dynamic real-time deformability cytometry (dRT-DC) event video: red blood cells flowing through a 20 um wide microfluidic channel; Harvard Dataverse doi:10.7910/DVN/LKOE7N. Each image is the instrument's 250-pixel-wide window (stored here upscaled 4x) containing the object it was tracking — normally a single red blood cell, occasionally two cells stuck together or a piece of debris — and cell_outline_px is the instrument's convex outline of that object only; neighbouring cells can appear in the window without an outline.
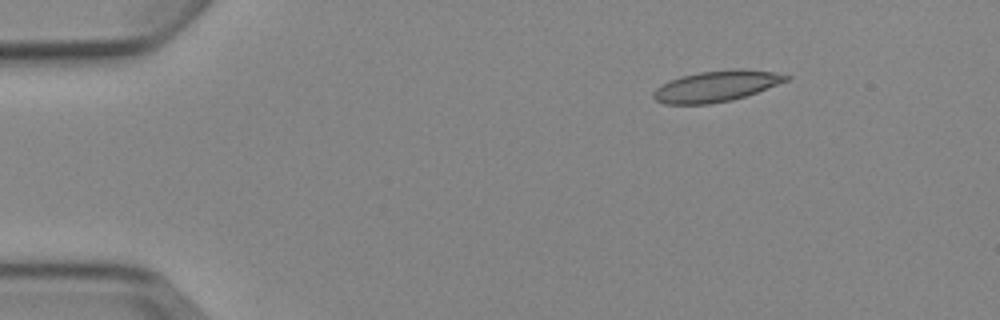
{"species": "Egyptian fruit bat (a non-hibernating species)", "species_latin": "Rousettus aegyptiacus", "temperature_condition": "cold", "stored_images_in_passage": 3, "camera_frame_rate_fps": 3000, "um_per_image_px": 0.085, "animal": {"sex": "female"}, "frame": {"image": 1, "passage_image": 1, "time_ms": 0.0, "image_size_px": [1000, 320], "cell_outline_px": [[792, 76], [788, 80], [756, 92], [732, 100], [708, 104], [664, 104], [656, 100], [652, 96], [652, 92], [660, 84], [668, 80], [680, 76], [700, 72], [732, 68], [744, 68], [776, 72]], "centroid_in_image_um": [60.86, 7.31], "position_along_channel_um": 24.1, "area_um2": 24.16}}